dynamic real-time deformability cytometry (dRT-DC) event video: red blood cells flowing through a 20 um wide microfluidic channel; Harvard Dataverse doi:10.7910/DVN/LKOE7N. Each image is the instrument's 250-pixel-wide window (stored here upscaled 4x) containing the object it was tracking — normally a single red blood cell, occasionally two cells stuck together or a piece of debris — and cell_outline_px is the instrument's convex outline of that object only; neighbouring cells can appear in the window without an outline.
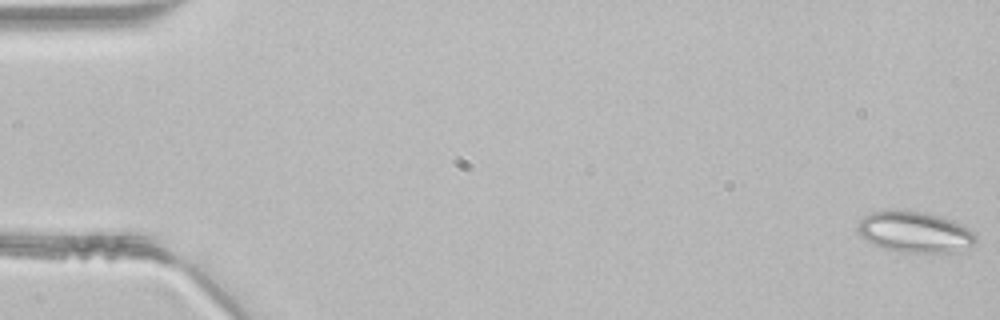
{"species": "common noctule bat (a hibernating species)", "species_latin": "Nyctalus noctula", "temperature_condition": "room temperature", "stored_images_in_passage": 47, "segment_of_instrument_passage": [1, 2], "camera_frame_rate_fps": 3000, "um_per_image_px": 0.085, "animal": {"sex": "male", "body_mass_g": 21.5, "forearm_length_mm": 52.0}, "frame": {"image": 1, "passage_image": 1, "time_ms": 0.0, "image_size_px": [1000, 320], "cell_outline_px": [[976, 240], [972, 244], [960, 252], [940, 256], [900, 252], [884, 248], [872, 244], [864, 240], [856, 232], [856, 224], [868, 212], [884, 208], [904, 208], [924, 212], [940, 216], [952, 220], [976, 232]], "centroid_in_image_um": [77.72, 19.73], "position_along_channel_um": 7.3, "area_um2": 30.06}}
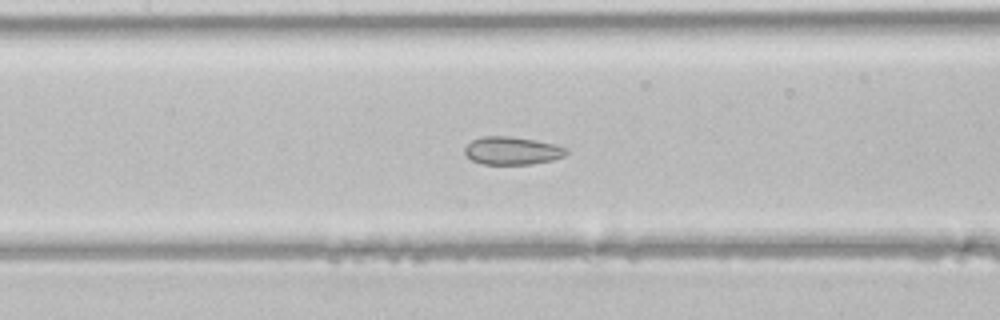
{"frame": {"image": 2, "passage_image": 22, "time_ms": 7.0, "image_size_px": [1000, 320], "cell_outline_px": [[568, 152], [564, 156], [552, 160], [532, 164], [484, 164], [472, 160], [464, 152], [464, 148], [472, 140], [484, 136], [508, 136], [532, 140], [552, 144], [568, 148]], "centroid_in_image_um": [43.53, 12.81], "position_along_channel_um": 163.9, "area_um2": 16.3}}
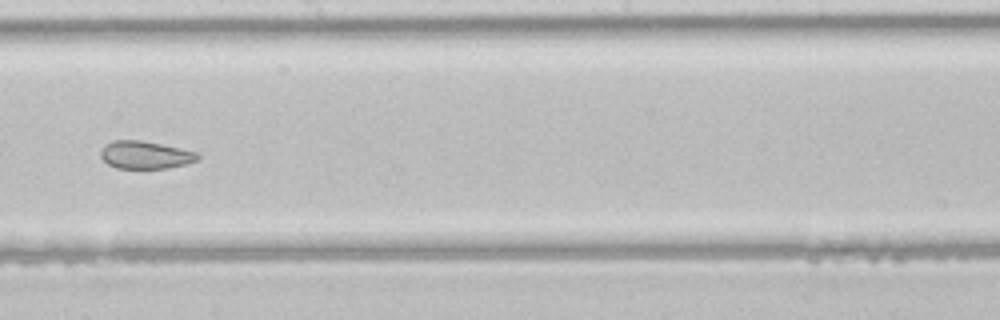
{"frame": {"image": 3, "passage_image": 27, "time_ms": 8.667, "image_size_px": [1000, 320], "cell_outline_px": [[200, 156], [196, 160], [188, 164], [168, 168], [116, 168], [108, 164], [100, 156], [100, 152], [104, 144], [112, 140], [140, 140], [180, 148], [196, 152]], "centroid_in_image_um": [12.32, 13.17], "position_along_channel_um": 235.9, "area_um2": 15.66}}